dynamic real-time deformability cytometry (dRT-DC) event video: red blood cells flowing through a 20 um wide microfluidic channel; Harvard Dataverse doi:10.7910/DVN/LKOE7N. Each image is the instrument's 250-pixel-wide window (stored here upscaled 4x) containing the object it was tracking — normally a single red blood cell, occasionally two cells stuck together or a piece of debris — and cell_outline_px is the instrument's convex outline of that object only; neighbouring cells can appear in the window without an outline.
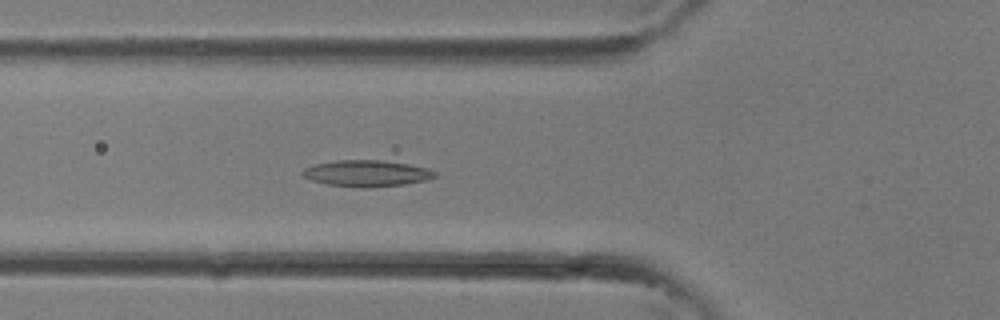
{"species": "common noctule bat (a hibernating species)", "species_latin": "Nyctalus noctula", "temperature_condition": "room temperature", "stored_images_in_passage": 25, "camera_frame_rate_fps": 3000, "um_per_image_px": 0.085, "animal": {"sex": "female"}, "frame": {"image": 1, "passage_image": 3, "time_ms": 0.667, "image_size_px": [1000, 320], "cell_outline_px": [[436, 176], [424, 180], [404, 184], [364, 188], [360, 188], [328, 184], [312, 180], [304, 176], [300, 172], [304, 168], [316, 164], [336, 160], [380, 160], [408, 164], [428, 168], [436, 172]], "centroid_in_image_um": [31.15, 14.73], "position_along_channel_um": 94.6, "area_um2": 20.11}}
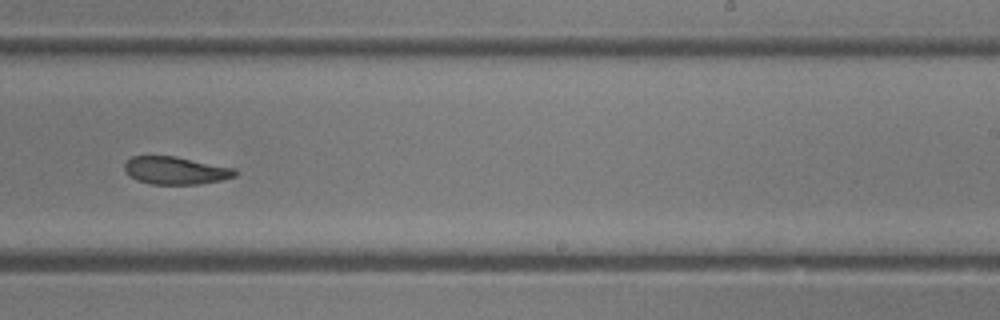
{"frame": {"image": 2, "passage_image": 12, "time_ms": 3.667, "image_size_px": [1000, 320], "cell_outline_px": [[236, 176], [220, 180], [200, 184], [152, 184], [136, 180], [128, 176], [124, 172], [124, 164], [132, 156], [176, 156], [236, 168]], "centroid_in_image_um": [14.91, 14.49], "position_along_channel_um": 274.1, "area_um2": 17.98}}
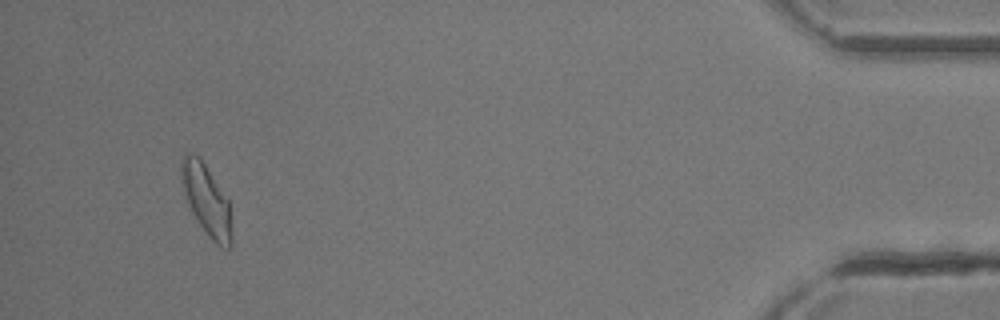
{"frame": {"image": 3, "passage_image": 23, "time_ms": 7.333, "image_size_px": [1000, 320], "cell_outline_px": [[232, 248], [228, 248], [216, 244], [208, 236], [196, 220], [188, 204], [184, 192], [180, 168], [180, 160], [184, 152], [192, 152], [200, 156], [228, 200], [232, 236]], "centroid_in_image_um": [17.53, 16.96], "position_along_channel_um": 417.7, "area_um2": 20.81}}